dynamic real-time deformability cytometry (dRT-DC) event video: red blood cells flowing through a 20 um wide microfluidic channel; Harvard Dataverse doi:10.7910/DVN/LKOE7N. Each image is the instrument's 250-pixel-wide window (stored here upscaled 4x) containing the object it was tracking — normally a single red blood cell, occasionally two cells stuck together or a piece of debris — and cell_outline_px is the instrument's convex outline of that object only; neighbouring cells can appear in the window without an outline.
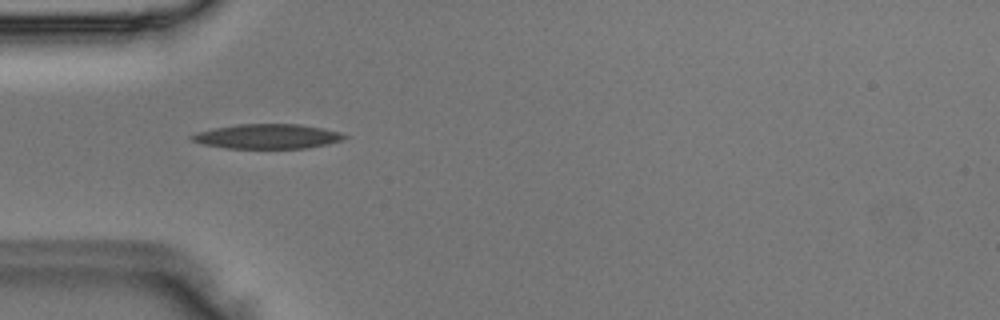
{"species": "Egyptian fruit bat (a non-hibernating species)", "species_latin": "Rousettus aegyptiacus", "temperature_condition": "room temperature", "stored_images_in_passage": 6, "camera_frame_rate_fps": 3000, "um_per_image_px": 0.085, "animal": {"sex": "male"}, "frame": {"image": 1, "passage_image": 3, "time_ms": 0.667, "image_size_px": [1000, 320], "cell_outline_px": [[348, 136], [344, 140], [328, 144], [308, 148], [224, 148], [200, 144], [192, 140], [188, 136], [196, 132], [212, 128], [240, 124], [300, 124], [324, 128], [340, 132]], "centroid_in_image_um": [22.72, 11.59], "position_along_channel_um": 62.3, "area_um2": 22.2}}
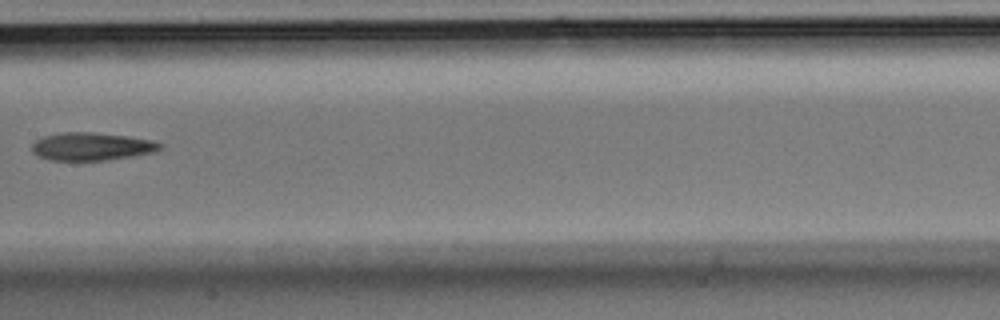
{"frame": {"image": 2, "passage_image": 6, "time_ms": 1.667, "image_size_px": [1000, 320], "cell_outline_px": [[164, 148], [156, 152], [108, 160], [52, 160], [40, 156], [32, 152], [32, 144], [36, 140], [44, 136], [60, 132], [92, 132], [128, 136], [152, 140], [164, 144]], "centroid_in_image_um": [7.84, 12.44], "position_along_channel_um": 199.6, "area_um2": 20.92}}